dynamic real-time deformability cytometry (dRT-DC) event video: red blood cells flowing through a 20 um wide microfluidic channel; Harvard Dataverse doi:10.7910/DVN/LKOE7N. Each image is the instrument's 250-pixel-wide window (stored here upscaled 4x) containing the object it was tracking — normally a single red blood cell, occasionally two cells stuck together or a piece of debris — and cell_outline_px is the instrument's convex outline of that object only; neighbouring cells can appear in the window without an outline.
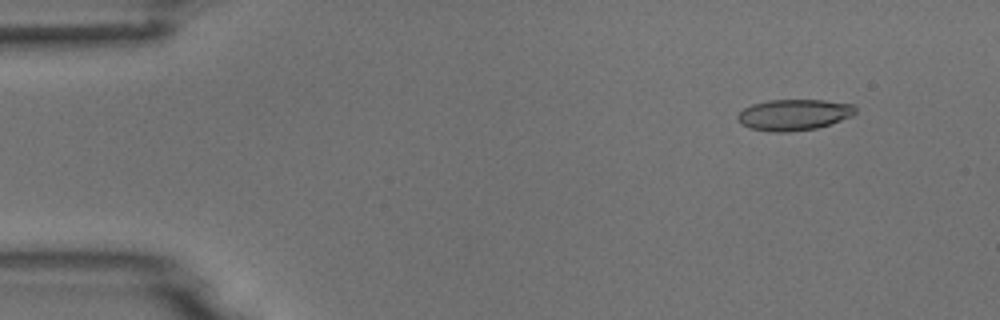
{"species": "common noctule bat (a hibernating species)", "species_latin": "Nyctalus noctula", "temperature_condition": "room temperature", "stored_images_in_passage": 4, "camera_frame_rate_fps": 3000, "um_per_image_px": 0.085, "animal": {"sex": "male", "body_mass_g": 18.8}, "frame": {"image": 1, "passage_image": 1, "time_ms": 0.0, "image_size_px": [1000, 320], "cell_outline_px": [[856, 112], [852, 116], [816, 128], [788, 132], [772, 132], [752, 128], [740, 124], [736, 120], [736, 116], [744, 108], [752, 104], [768, 100], [824, 100], [852, 104], [856, 108]], "centroid_in_image_um": [67.45, 9.75], "position_along_channel_um": 17.6, "area_um2": 21.27}}
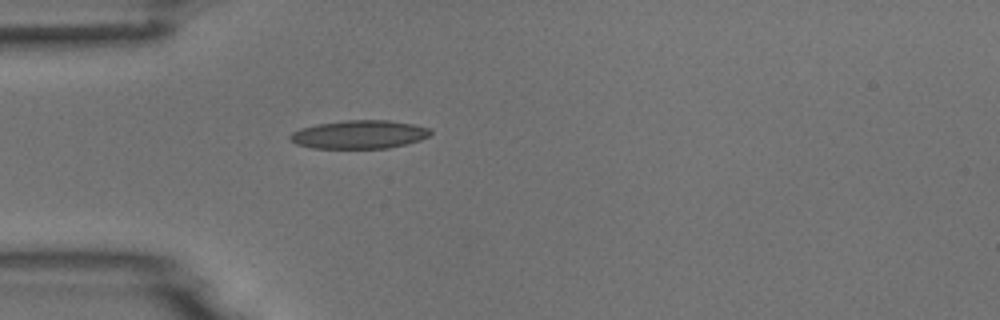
{"frame": {"image": 2, "passage_image": 4, "time_ms": 1.0, "image_size_px": [1000, 320], "cell_outline_px": [[432, 132], [428, 136], [420, 140], [388, 148], [312, 148], [296, 144], [288, 140], [288, 136], [292, 132], [300, 128], [316, 124], [344, 120], [388, 120], [412, 124], [428, 128]], "centroid_in_image_um": [30.47, 11.43], "position_along_channel_um": 54.5, "area_um2": 23.24}}